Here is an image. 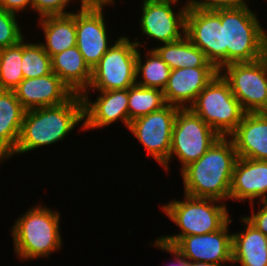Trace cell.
<instances>
[{
	"label": "cell",
	"mask_w": 267,
	"mask_h": 266,
	"mask_svg": "<svg viewBox=\"0 0 267 266\" xmlns=\"http://www.w3.org/2000/svg\"><path fill=\"white\" fill-rule=\"evenodd\" d=\"M238 156L229 137H220L195 162L181 171L184 194L196 198L229 200Z\"/></svg>",
	"instance_id": "6da1fadb"
},
{
	"label": "cell",
	"mask_w": 267,
	"mask_h": 266,
	"mask_svg": "<svg viewBox=\"0 0 267 266\" xmlns=\"http://www.w3.org/2000/svg\"><path fill=\"white\" fill-rule=\"evenodd\" d=\"M83 120V99L79 94L60 105L25 111L13 156L62 141L77 125L83 130Z\"/></svg>",
	"instance_id": "7a4b0ae2"
},
{
	"label": "cell",
	"mask_w": 267,
	"mask_h": 266,
	"mask_svg": "<svg viewBox=\"0 0 267 266\" xmlns=\"http://www.w3.org/2000/svg\"><path fill=\"white\" fill-rule=\"evenodd\" d=\"M60 212L48 206L33 205L20 215L10 229L13 252L22 261L48 258L62 248Z\"/></svg>",
	"instance_id": "3957f363"
},
{
	"label": "cell",
	"mask_w": 267,
	"mask_h": 266,
	"mask_svg": "<svg viewBox=\"0 0 267 266\" xmlns=\"http://www.w3.org/2000/svg\"><path fill=\"white\" fill-rule=\"evenodd\" d=\"M184 195L182 200L172 199L161 207L181 230L175 235L157 237L159 242L169 247H173L184 236L218 231L231 219L224 202Z\"/></svg>",
	"instance_id": "277c9868"
},
{
	"label": "cell",
	"mask_w": 267,
	"mask_h": 266,
	"mask_svg": "<svg viewBox=\"0 0 267 266\" xmlns=\"http://www.w3.org/2000/svg\"><path fill=\"white\" fill-rule=\"evenodd\" d=\"M257 13L247 3L221 9L224 25L225 65L255 62L264 56V31Z\"/></svg>",
	"instance_id": "5b68a950"
},
{
	"label": "cell",
	"mask_w": 267,
	"mask_h": 266,
	"mask_svg": "<svg viewBox=\"0 0 267 266\" xmlns=\"http://www.w3.org/2000/svg\"><path fill=\"white\" fill-rule=\"evenodd\" d=\"M189 109L220 137H228L246 113L220 72L200 92Z\"/></svg>",
	"instance_id": "8992f818"
},
{
	"label": "cell",
	"mask_w": 267,
	"mask_h": 266,
	"mask_svg": "<svg viewBox=\"0 0 267 266\" xmlns=\"http://www.w3.org/2000/svg\"><path fill=\"white\" fill-rule=\"evenodd\" d=\"M121 35L99 63L92 69V79L88 89L83 94L97 91L128 89L136 84V61L139 46L143 42ZM97 90V91H95Z\"/></svg>",
	"instance_id": "52a82bcc"
},
{
	"label": "cell",
	"mask_w": 267,
	"mask_h": 266,
	"mask_svg": "<svg viewBox=\"0 0 267 266\" xmlns=\"http://www.w3.org/2000/svg\"><path fill=\"white\" fill-rule=\"evenodd\" d=\"M219 138L220 136L189 108L180 109L173 126L169 158L162 167L169 171V162L177 157L181 172L186 166L197 161Z\"/></svg>",
	"instance_id": "ba28073f"
},
{
	"label": "cell",
	"mask_w": 267,
	"mask_h": 266,
	"mask_svg": "<svg viewBox=\"0 0 267 266\" xmlns=\"http://www.w3.org/2000/svg\"><path fill=\"white\" fill-rule=\"evenodd\" d=\"M246 113L267 112V61L230 63L219 70Z\"/></svg>",
	"instance_id": "9c48e42d"
},
{
	"label": "cell",
	"mask_w": 267,
	"mask_h": 266,
	"mask_svg": "<svg viewBox=\"0 0 267 266\" xmlns=\"http://www.w3.org/2000/svg\"><path fill=\"white\" fill-rule=\"evenodd\" d=\"M181 108L166 104L161 109L130 122L128 130L161 166L168 160L177 112Z\"/></svg>",
	"instance_id": "30bf717a"
},
{
	"label": "cell",
	"mask_w": 267,
	"mask_h": 266,
	"mask_svg": "<svg viewBox=\"0 0 267 266\" xmlns=\"http://www.w3.org/2000/svg\"><path fill=\"white\" fill-rule=\"evenodd\" d=\"M142 14L140 29L142 35L159 41V44L174 42L185 36L186 30V3L182 4L177 12L176 7L181 0H142ZM180 1V2H179Z\"/></svg>",
	"instance_id": "8fae6325"
},
{
	"label": "cell",
	"mask_w": 267,
	"mask_h": 266,
	"mask_svg": "<svg viewBox=\"0 0 267 266\" xmlns=\"http://www.w3.org/2000/svg\"><path fill=\"white\" fill-rule=\"evenodd\" d=\"M185 35L218 70L225 66L224 25L221 24V9H188Z\"/></svg>",
	"instance_id": "7c38bea8"
},
{
	"label": "cell",
	"mask_w": 267,
	"mask_h": 266,
	"mask_svg": "<svg viewBox=\"0 0 267 266\" xmlns=\"http://www.w3.org/2000/svg\"><path fill=\"white\" fill-rule=\"evenodd\" d=\"M104 11L96 8L76 10V46L91 69L113 45Z\"/></svg>",
	"instance_id": "4fadbf2b"
},
{
	"label": "cell",
	"mask_w": 267,
	"mask_h": 266,
	"mask_svg": "<svg viewBox=\"0 0 267 266\" xmlns=\"http://www.w3.org/2000/svg\"><path fill=\"white\" fill-rule=\"evenodd\" d=\"M230 219L220 230L182 237L172 248L188 261L222 264L232 263V233Z\"/></svg>",
	"instance_id": "5bb4252c"
},
{
	"label": "cell",
	"mask_w": 267,
	"mask_h": 266,
	"mask_svg": "<svg viewBox=\"0 0 267 266\" xmlns=\"http://www.w3.org/2000/svg\"><path fill=\"white\" fill-rule=\"evenodd\" d=\"M100 94L92 101L91 94H82L83 99V130L100 129L112 123L122 121L129 127L128 89L98 91Z\"/></svg>",
	"instance_id": "9a60e30c"
},
{
	"label": "cell",
	"mask_w": 267,
	"mask_h": 266,
	"mask_svg": "<svg viewBox=\"0 0 267 266\" xmlns=\"http://www.w3.org/2000/svg\"><path fill=\"white\" fill-rule=\"evenodd\" d=\"M218 72L216 67H185L171 70L163 90L166 104L181 109L189 108Z\"/></svg>",
	"instance_id": "2e32d148"
},
{
	"label": "cell",
	"mask_w": 267,
	"mask_h": 266,
	"mask_svg": "<svg viewBox=\"0 0 267 266\" xmlns=\"http://www.w3.org/2000/svg\"><path fill=\"white\" fill-rule=\"evenodd\" d=\"M13 91L26 111L60 105L74 95L54 72L41 77L23 79Z\"/></svg>",
	"instance_id": "e0dca14e"
},
{
	"label": "cell",
	"mask_w": 267,
	"mask_h": 266,
	"mask_svg": "<svg viewBox=\"0 0 267 266\" xmlns=\"http://www.w3.org/2000/svg\"><path fill=\"white\" fill-rule=\"evenodd\" d=\"M229 199L267 201V160L237 158L231 182ZM259 199V200H258Z\"/></svg>",
	"instance_id": "ac0fdd59"
},
{
	"label": "cell",
	"mask_w": 267,
	"mask_h": 266,
	"mask_svg": "<svg viewBox=\"0 0 267 266\" xmlns=\"http://www.w3.org/2000/svg\"><path fill=\"white\" fill-rule=\"evenodd\" d=\"M228 137L239 158L267 160V112L245 113Z\"/></svg>",
	"instance_id": "d6986e66"
},
{
	"label": "cell",
	"mask_w": 267,
	"mask_h": 266,
	"mask_svg": "<svg viewBox=\"0 0 267 266\" xmlns=\"http://www.w3.org/2000/svg\"><path fill=\"white\" fill-rule=\"evenodd\" d=\"M25 111L14 91L0 90V164L13 157Z\"/></svg>",
	"instance_id": "ffe728a7"
},
{
	"label": "cell",
	"mask_w": 267,
	"mask_h": 266,
	"mask_svg": "<svg viewBox=\"0 0 267 266\" xmlns=\"http://www.w3.org/2000/svg\"><path fill=\"white\" fill-rule=\"evenodd\" d=\"M240 220L245 228L232 233L233 266H267V237L245 217L240 216Z\"/></svg>",
	"instance_id": "44dd1931"
},
{
	"label": "cell",
	"mask_w": 267,
	"mask_h": 266,
	"mask_svg": "<svg viewBox=\"0 0 267 266\" xmlns=\"http://www.w3.org/2000/svg\"><path fill=\"white\" fill-rule=\"evenodd\" d=\"M54 72L74 94L82 95L89 87L92 69L77 46L68 48L51 58Z\"/></svg>",
	"instance_id": "7402d4cb"
},
{
	"label": "cell",
	"mask_w": 267,
	"mask_h": 266,
	"mask_svg": "<svg viewBox=\"0 0 267 266\" xmlns=\"http://www.w3.org/2000/svg\"><path fill=\"white\" fill-rule=\"evenodd\" d=\"M37 24L44 33V51L52 58L68 48L76 46V11L64 15L38 18Z\"/></svg>",
	"instance_id": "603a6c76"
},
{
	"label": "cell",
	"mask_w": 267,
	"mask_h": 266,
	"mask_svg": "<svg viewBox=\"0 0 267 266\" xmlns=\"http://www.w3.org/2000/svg\"><path fill=\"white\" fill-rule=\"evenodd\" d=\"M161 45L150 49H153L171 70L185 67H215L186 35L177 41Z\"/></svg>",
	"instance_id": "cb8c5ba5"
},
{
	"label": "cell",
	"mask_w": 267,
	"mask_h": 266,
	"mask_svg": "<svg viewBox=\"0 0 267 266\" xmlns=\"http://www.w3.org/2000/svg\"><path fill=\"white\" fill-rule=\"evenodd\" d=\"M140 48L139 46L137 52L136 84L142 87L156 88L163 91L169 79L171 68L153 49L147 48L146 59H142Z\"/></svg>",
	"instance_id": "d4e9b609"
},
{
	"label": "cell",
	"mask_w": 267,
	"mask_h": 266,
	"mask_svg": "<svg viewBox=\"0 0 267 266\" xmlns=\"http://www.w3.org/2000/svg\"><path fill=\"white\" fill-rule=\"evenodd\" d=\"M165 105L162 90L142 87L137 84L129 87V124L131 121L157 111Z\"/></svg>",
	"instance_id": "484cf974"
},
{
	"label": "cell",
	"mask_w": 267,
	"mask_h": 266,
	"mask_svg": "<svg viewBox=\"0 0 267 266\" xmlns=\"http://www.w3.org/2000/svg\"><path fill=\"white\" fill-rule=\"evenodd\" d=\"M21 63L22 40L0 49V90L13 91L24 79Z\"/></svg>",
	"instance_id": "4316f807"
},
{
	"label": "cell",
	"mask_w": 267,
	"mask_h": 266,
	"mask_svg": "<svg viewBox=\"0 0 267 266\" xmlns=\"http://www.w3.org/2000/svg\"><path fill=\"white\" fill-rule=\"evenodd\" d=\"M22 40V63L21 70L24 79L36 78L52 73L51 57L38 43H28Z\"/></svg>",
	"instance_id": "83f0119b"
},
{
	"label": "cell",
	"mask_w": 267,
	"mask_h": 266,
	"mask_svg": "<svg viewBox=\"0 0 267 266\" xmlns=\"http://www.w3.org/2000/svg\"><path fill=\"white\" fill-rule=\"evenodd\" d=\"M15 13L0 8V49L13 46L26 38Z\"/></svg>",
	"instance_id": "f1b7e54d"
},
{
	"label": "cell",
	"mask_w": 267,
	"mask_h": 266,
	"mask_svg": "<svg viewBox=\"0 0 267 266\" xmlns=\"http://www.w3.org/2000/svg\"><path fill=\"white\" fill-rule=\"evenodd\" d=\"M76 0H32V11L38 12L39 18L51 15H64L73 13L66 11L69 3Z\"/></svg>",
	"instance_id": "f546056e"
},
{
	"label": "cell",
	"mask_w": 267,
	"mask_h": 266,
	"mask_svg": "<svg viewBox=\"0 0 267 266\" xmlns=\"http://www.w3.org/2000/svg\"><path fill=\"white\" fill-rule=\"evenodd\" d=\"M246 0H186L188 9L195 10H217L237 8L245 4Z\"/></svg>",
	"instance_id": "4dcf8cb0"
},
{
	"label": "cell",
	"mask_w": 267,
	"mask_h": 266,
	"mask_svg": "<svg viewBox=\"0 0 267 266\" xmlns=\"http://www.w3.org/2000/svg\"><path fill=\"white\" fill-rule=\"evenodd\" d=\"M259 203L262 206L261 209L259 206V209H257L255 213L253 209L254 205L251 203V215L243 216L267 237V201H259Z\"/></svg>",
	"instance_id": "1f68e13d"
},
{
	"label": "cell",
	"mask_w": 267,
	"mask_h": 266,
	"mask_svg": "<svg viewBox=\"0 0 267 266\" xmlns=\"http://www.w3.org/2000/svg\"><path fill=\"white\" fill-rule=\"evenodd\" d=\"M28 7L32 10V0H0V8L17 15Z\"/></svg>",
	"instance_id": "d6a6232c"
},
{
	"label": "cell",
	"mask_w": 267,
	"mask_h": 266,
	"mask_svg": "<svg viewBox=\"0 0 267 266\" xmlns=\"http://www.w3.org/2000/svg\"><path fill=\"white\" fill-rule=\"evenodd\" d=\"M153 245L155 247H158L159 249H162L164 252L170 253L171 255L173 254L174 257V262L169 263L167 266H188V260L182 257L176 250H174L172 247L166 246L159 242L157 239L153 241Z\"/></svg>",
	"instance_id": "836d02e7"
},
{
	"label": "cell",
	"mask_w": 267,
	"mask_h": 266,
	"mask_svg": "<svg viewBox=\"0 0 267 266\" xmlns=\"http://www.w3.org/2000/svg\"><path fill=\"white\" fill-rule=\"evenodd\" d=\"M114 2V0H80V8L105 9L106 6H113Z\"/></svg>",
	"instance_id": "e575fe53"
},
{
	"label": "cell",
	"mask_w": 267,
	"mask_h": 266,
	"mask_svg": "<svg viewBox=\"0 0 267 266\" xmlns=\"http://www.w3.org/2000/svg\"><path fill=\"white\" fill-rule=\"evenodd\" d=\"M188 266H225L222 264H216V263H210V262H194V261H188Z\"/></svg>",
	"instance_id": "d590c367"
},
{
	"label": "cell",
	"mask_w": 267,
	"mask_h": 266,
	"mask_svg": "<svg viewBox=\"0 0 267 266\" xmlns=\"http://www.w3.org/2000/svg\"><path fill=\"white\" fill-rule=\"evenodd\" d=\"M263 58L267 61V30L264 31V56Z\"/></svg>",
	"instance_id": "8d00e7d4"
}]
</instances>
